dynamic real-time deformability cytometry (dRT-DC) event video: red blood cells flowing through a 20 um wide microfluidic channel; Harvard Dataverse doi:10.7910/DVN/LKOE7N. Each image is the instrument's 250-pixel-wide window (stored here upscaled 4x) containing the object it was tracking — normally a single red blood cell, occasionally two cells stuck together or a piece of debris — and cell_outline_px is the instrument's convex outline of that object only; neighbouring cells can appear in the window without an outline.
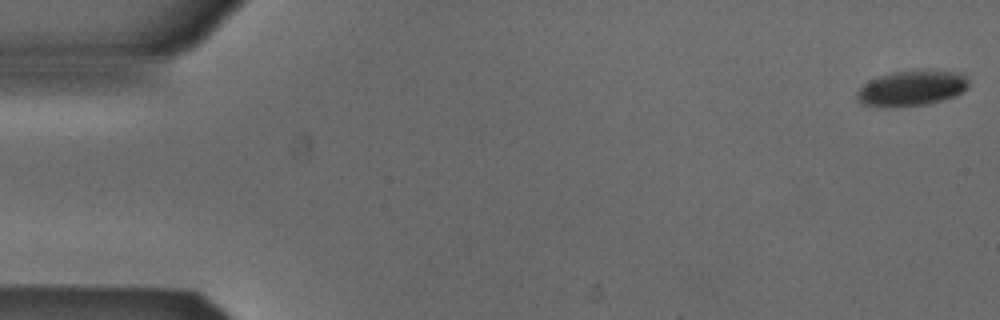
{"species": "Egyptian fruit bat (a non-hibernating species)", "species_latin": "Rousettus aegyptiacus", "temperature_condition": "cold", "stored_images_in_passage": 53, "camera_frame_rate_fps": 3000, "um_per_image_px": 0.085, "animal": {"sex": "male"}, "frame": {"image": 1, "passage_image": 1, "time_ms": 0.0, "image_size_px": [1000, 320], "cell_outline_px": [[968, 88], [956, 96], [924, 104], [884, 108], [864, 104], [856, 96], [856, 92], [864, 84], [880, 76], [896, 72], [964, 72], [968, 80]], "centroid_in_image_um": [77.51, 7.53], "position_along_channel_um": 7.5, "area_um2": 22.37}}
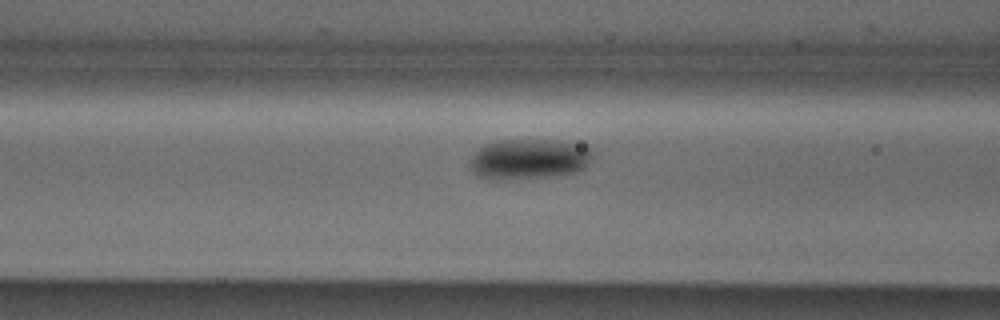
{"frame": {"image": 2, "passage_image": 21, "time_ms": 6.667, "image_size_px": [1000, 320], "cell_outline_px": [[592, 156], [588, 164], [584, 168], [576, 172], [544, 176], [496, 180], [480, 176], [472, 168], [468, 160], [484, 144], [500, 140], [560, 140], [592, 148]], "centroid_in_image_um": [44.97, 13.5], "position_along_channel_um": 121.6, "area_um2": 28.5}}
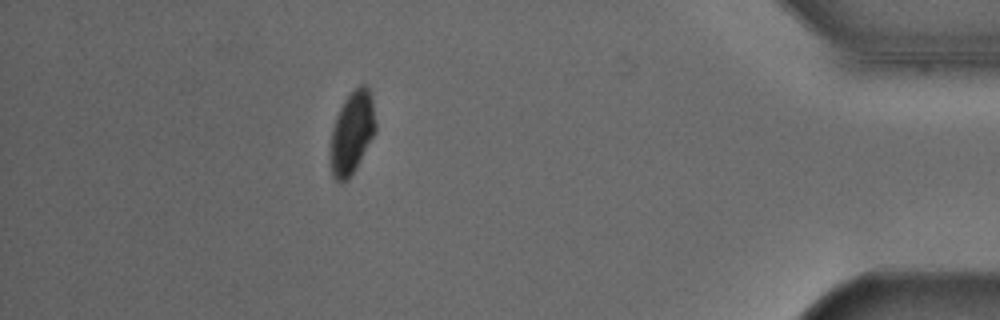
{"frame": {"image": 3, "passage_image": 47, "time_ms": 15.333, "image_size_px": [1000, 320], "cell_outline_px": [[376, 132], [356, 168], [348, 180], [340, 184], [332, 176], [332, 128], [336, 116], [344, 100], [360, 84], [368, 84], [372, 96], [376, 120]], "centroid_in_image_um": [29.96, 11.25], "position_along_channel_um": 405.2, "area_um2": 21.68}, "authors_computed_cell_mechanics": {"area_um2": 25.2586, "velocity_mm_per_s": 3.8681, "shape_relaxation_time_tau1_ms": 2.9386, "shape_relaxation_time_tau2_ms": null, "deformation_change_tau1": 0.0923, "deformation_change_tau2": null}}